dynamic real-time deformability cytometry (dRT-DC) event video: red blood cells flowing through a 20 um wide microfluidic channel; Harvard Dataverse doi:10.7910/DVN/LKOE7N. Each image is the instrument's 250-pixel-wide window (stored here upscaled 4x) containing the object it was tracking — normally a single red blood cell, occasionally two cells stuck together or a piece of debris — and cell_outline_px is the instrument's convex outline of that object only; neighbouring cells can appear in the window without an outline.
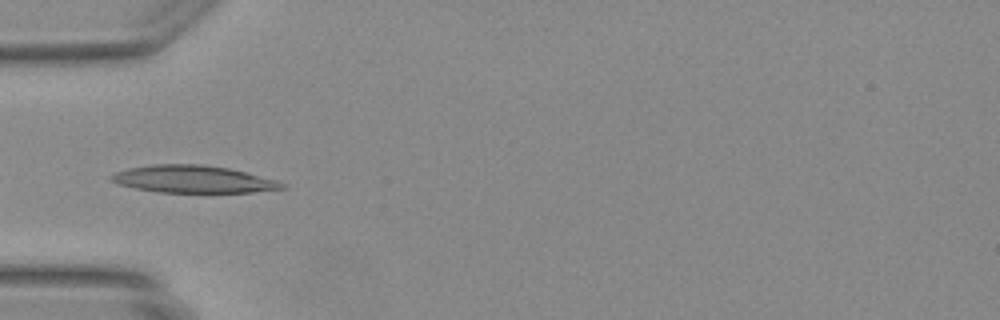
{"species": "Egyptian fruit bat (a non-hibernating species)", "species_latin": "Rousettus aegyptiacus", "temperature_condition": "warm", "stored_images_in_passage": 3, "camera_frame_rate_fps": 3000, "um_per_image_px": 0.085, "animal": {"sex": "female"}, "frame": {"image": 1, "passage_image": 1, "time_ms": 0.0, "image_size_px": [1000, 320], "cell_outline_px": [[284, 188], [252, 192], [160, 192], [136, 188], [120, 184], [112, 180], [108, 176], [116, 172], [128, 168], [152, 164], [200, 164], [228, 168], [276, 180], [284, 184]], "centroid_in_image_um": [16.38, 15.22], "position_along_channel_um": 68.6, "area_um2": 26.76}}